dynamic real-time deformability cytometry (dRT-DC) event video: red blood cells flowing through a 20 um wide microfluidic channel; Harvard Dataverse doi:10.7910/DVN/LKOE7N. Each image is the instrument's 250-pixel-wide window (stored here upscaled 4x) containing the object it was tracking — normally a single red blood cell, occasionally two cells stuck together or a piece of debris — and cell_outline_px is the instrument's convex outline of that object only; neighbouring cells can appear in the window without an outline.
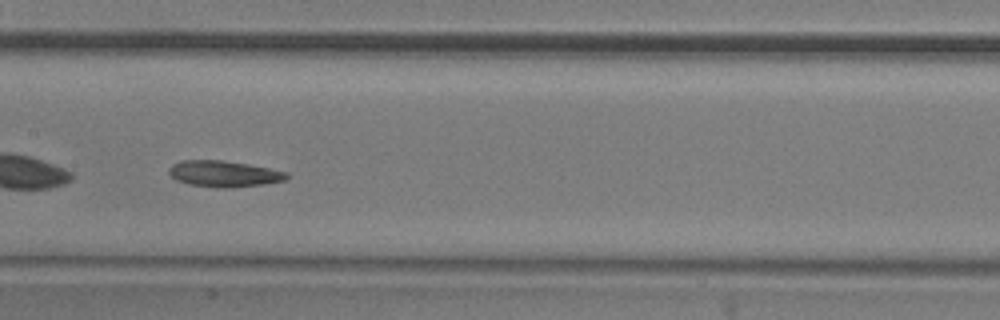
{"species": "common noctule bat (a hibernating species)", "species_latin": "Nyctalus noctula", "temperature_condition": "room temperature", "stored_images_in_passage": 35, "camera_frame_rate_fps": 3000, "um_per_image_px": 0.085, "animal": {"sex": "male", "body_mass_g": 20.5, "forearm_length_mm": 52.5}, "frame": {"image": 1, "passage_image": 11, "time_ms": 3.333, "image_size_px": [1000, 320], "cell_outline_px": [[288, 176], [284, 180], [264, 184], [232, 188], [220, 188], [188, 184], [176, 180], [168, 172], [168, 168], [172, 164], [180, 160], [220, 160], [248, 164], [288, 172]], "centroid_in_image_um": [19.0, 14.77], "position_along_channel_um": 188.4, "area_um2": 17.98}, "authors_computed_cell_mechanics": {"area_um2": 17.9758, "velocity_mm_per_s": 3.8427, "shape_relaxation_time_tau1_ms": 6.3587, "shape_relaxation_time_tau2_ms": null, "deformation_change_tau1": 0.1226, "deformation_change_tau2": null}}